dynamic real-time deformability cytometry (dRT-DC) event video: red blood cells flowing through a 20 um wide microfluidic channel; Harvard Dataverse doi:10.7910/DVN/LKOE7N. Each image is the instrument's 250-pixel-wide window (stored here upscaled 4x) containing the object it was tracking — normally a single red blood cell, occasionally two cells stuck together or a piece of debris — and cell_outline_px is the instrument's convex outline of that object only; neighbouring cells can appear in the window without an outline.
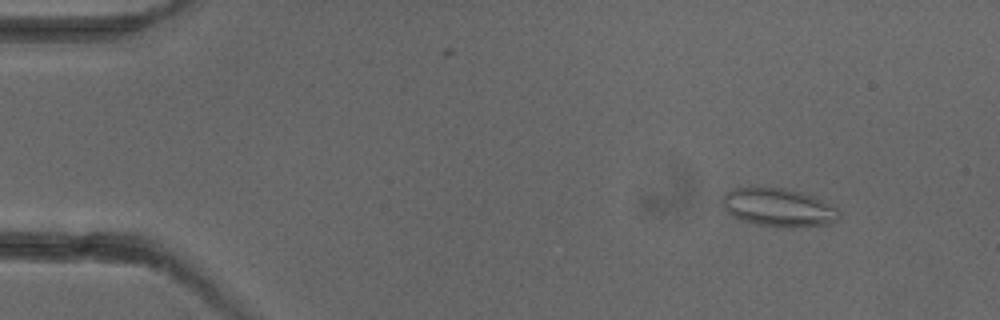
{"species": "common noctule bat (a hibernating species)", "species_latin": "Nyctalus noctula", "temperature_condition": "cold", "stored_images_in_passage": 4, "camera_frame_rate_fps": 3000, "um_per_image_px": 0.085, "animal": {"sex": "female"}, "frame": {"image": 1, "passage_image": 2, "time_ms": 1.0, "image_size_px": [1000, 320], "cell_outline_px": [[840, 216], [836, 220], [828, 224], [776, 228], [756, 224], [732, 216], [724, 208], [724, 196], [728, 192], [736, 188], [756, 184], [784, 188], [800, 192], [812, 196], [836, 208]], "centroid_in_image_um": [66.13, 17.61], "position_along_channel_um": 18.9, "area_um2": 26.07}}
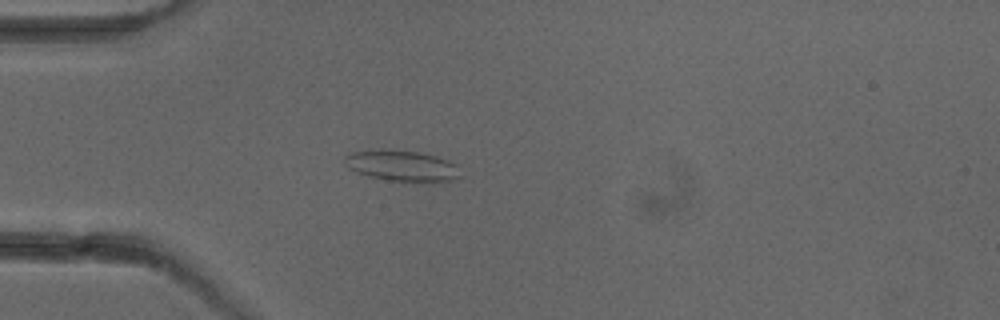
{"frame": {"image": 2, "passage_image": 4, "time_ms": 4.0, "image_size_px": [1000, 320], "cell_outline_px": [[460, 176], [452, 180], [432, 184], [404, 184], [384, 180], [368, 176], [348, 168], [344, 164], [344, 156], [352, 152], [372, 148], [392, 148], [416, 152], [436, 156], [448, 160], [456, 164]], "centroid_in_image_um": [34.15, 14.12], "position_along_channel_um": 50.9, "area_um2": 22.14}}